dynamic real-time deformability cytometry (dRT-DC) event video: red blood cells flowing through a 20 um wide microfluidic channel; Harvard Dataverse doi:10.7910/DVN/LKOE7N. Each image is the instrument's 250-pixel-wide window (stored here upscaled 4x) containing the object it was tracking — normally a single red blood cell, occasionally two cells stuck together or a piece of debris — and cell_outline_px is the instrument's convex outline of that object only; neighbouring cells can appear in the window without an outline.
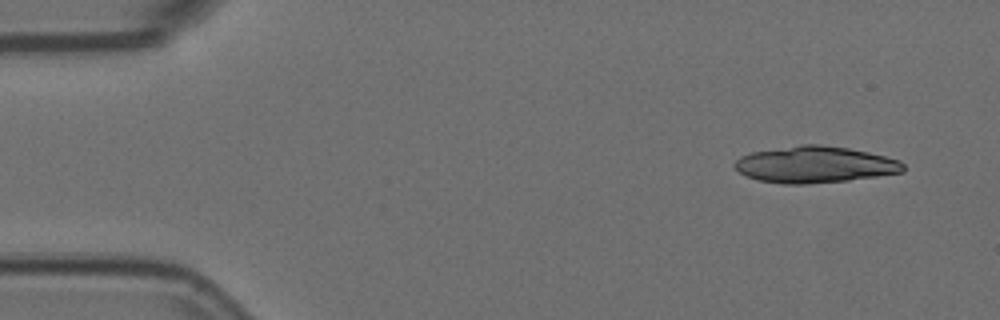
{"species": "Egyptian fruit bat (a non-hibernating species)", "species_latin": "Rousettus aegyptiacus", "temperature_condition": "room temperature", "stored_images_in_passage": 3, "camera_frame_rate_fps": 3000, "um_per_image_px": 0.085, "animal": {"sex": "female"}, "frame": {"image": 1, "passage_image": 1, "time_ms": 0.0, "image_size_px": [1000, 320], "cell_outline_px": [[904, 172], [848, 180], [804, 184], [784, 184], [756, 180], [740, 172], [732, 164], [740, 156], [752, 152], [804, 144], [820, 144], [848, 148], [868, 152], [900, 160], [904, 164]], "centroid_in_image_um": [69.26, 13.99], "position_along_channel_um": 15.7, "area_um2": 35.72}}